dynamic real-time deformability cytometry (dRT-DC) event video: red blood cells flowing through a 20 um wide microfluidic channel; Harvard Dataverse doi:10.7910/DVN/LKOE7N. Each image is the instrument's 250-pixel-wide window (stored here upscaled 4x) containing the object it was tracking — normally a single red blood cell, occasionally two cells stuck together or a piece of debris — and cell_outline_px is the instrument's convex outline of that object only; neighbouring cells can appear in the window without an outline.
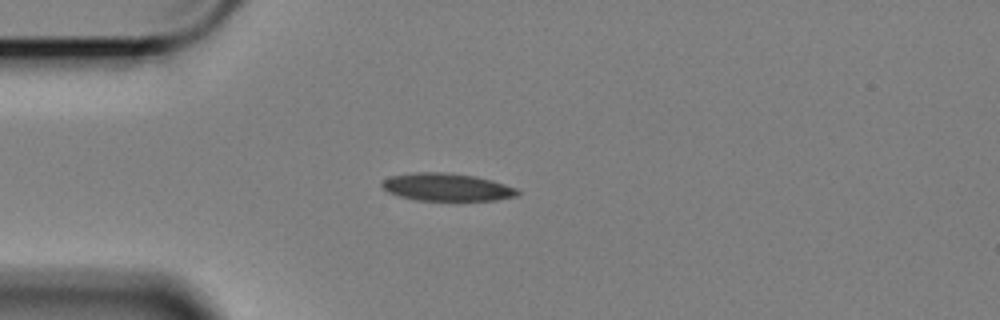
{"species": "Egyptian fruit bat (a non-hibernating species)", "species_latin": "Rousettus aegyptiacus", "temperature_condition": "cold", "stored_images_in_passage": 45, "camera_frame_rate_fps": 3000, "um_per_image_px": 0.085, "animal": {"sex": "female"}, "frame": {"image": 1, "passage_image": 1, "time_ms": 0.0, "image_size_px": [1000, 320], "cell_outline_px": [[520, 192], [516, 196], [496, 200], [416, 200], [400, 196], [388, 192], [380, 184], [388, 176], [412, 172], [444, 172], [476, 176], [492, 180], [516, 188]], "centroid_in_image_um": [37.96, 15.89], "position_along_channel_um": 47.0, "area_um2": 21.85}}
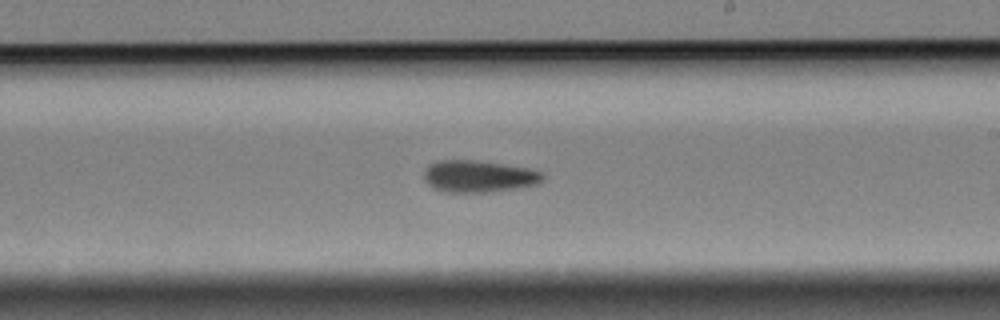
{"frame": {"image": 2, "passage_image": 20, "time_ms": 6.333, "image_size_px": [1000, 320], "cell_outline_px": [[544, 180], [536, 184], [516, 188], [488, 192], [444, 192], [432, 188], [424, 180], [424, 172], [428, 164], [436, 160], [472, 160], [528, 168], [540, 172], [544, 176]], "centroid_in_image_um": [40.63, 14.99], "position_along_channel_um": 248.4, "area_um2": 22.02}}
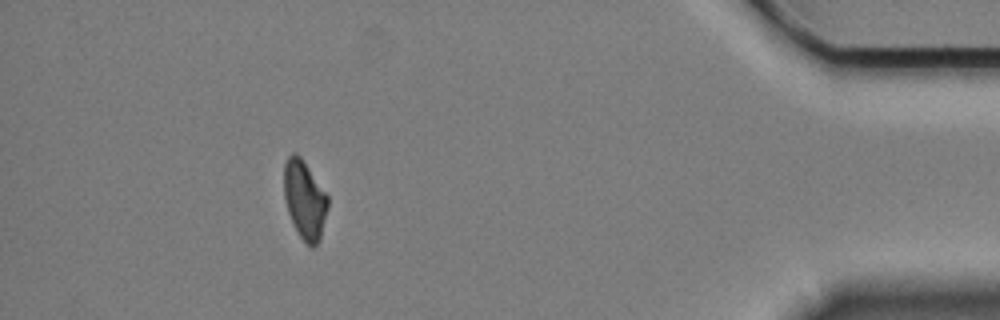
{"frame": {"image": 3, "passage_image": 39, "time_ms": 12.667, "image_size_px": [1000, 320], "cell_outline_px": [[328, 208], [320, 240], [316, 248], [312, 248], [300, 236], [292, 224], [288, 212], [284, 196], [284, 164], [288, 156], [292, 152], [296, 152], [300, 156], [328, 196]], "centroid_in_image_um": [25.89, 17.0], "position_along_channel_um": 409.3, "area_um2": 20.11}, "authors_computed_cell_mechanics": {"area_um2": 21.7906, "velocity_mm_per_s": 3.3877, "shape_relaxation_time_tau1_ms": 8.6134, "shape_relaxation_time_tau2_ms": null, "deformation_change_tau1": 0.1492, "deformation_change_tau2": null}}